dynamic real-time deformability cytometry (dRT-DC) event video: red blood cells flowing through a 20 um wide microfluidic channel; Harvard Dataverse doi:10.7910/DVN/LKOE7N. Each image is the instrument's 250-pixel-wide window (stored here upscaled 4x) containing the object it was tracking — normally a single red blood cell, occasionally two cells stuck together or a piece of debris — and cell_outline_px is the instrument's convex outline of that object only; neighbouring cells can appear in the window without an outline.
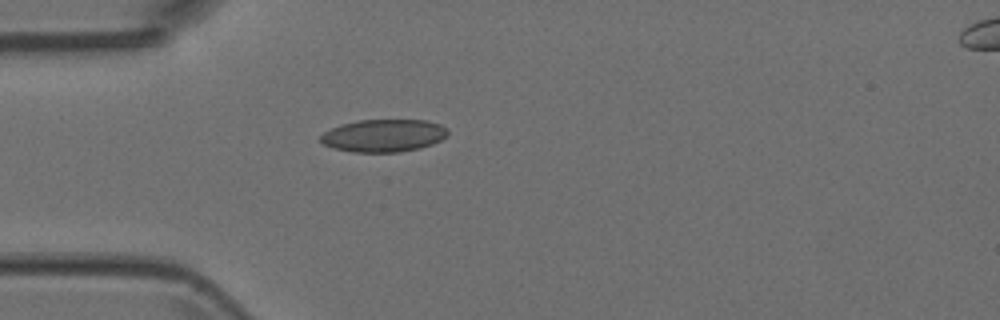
{"species": "Egyptian fruit bat (a non-hibernating species)", "species_latin": "Rousettus aegyptiacus", "temperature_condition": "room temperature", "stored_images_in_passage": 1, "camera_frame_rate_fps": 3000, "um_per_image_px": 0.085, "animal": {"sex": "female"}, "frame": {"image": 1, "passage_image": 1, "time_ms": 0.0, "image_size_px": [1000, 320], "cell_outline_px": [[448, 136], [432, 144], [420, 148], [400, 152], [352, 152], [332, 148], [316, 140], [324, 132], [340, 124], [360, 120], [428, 120], [440, 124], [448, 128]], "centroid_in_image_um": [32.6, 11.52], "position_along_channel_um": 52.4, "area_um2": 24.45}}